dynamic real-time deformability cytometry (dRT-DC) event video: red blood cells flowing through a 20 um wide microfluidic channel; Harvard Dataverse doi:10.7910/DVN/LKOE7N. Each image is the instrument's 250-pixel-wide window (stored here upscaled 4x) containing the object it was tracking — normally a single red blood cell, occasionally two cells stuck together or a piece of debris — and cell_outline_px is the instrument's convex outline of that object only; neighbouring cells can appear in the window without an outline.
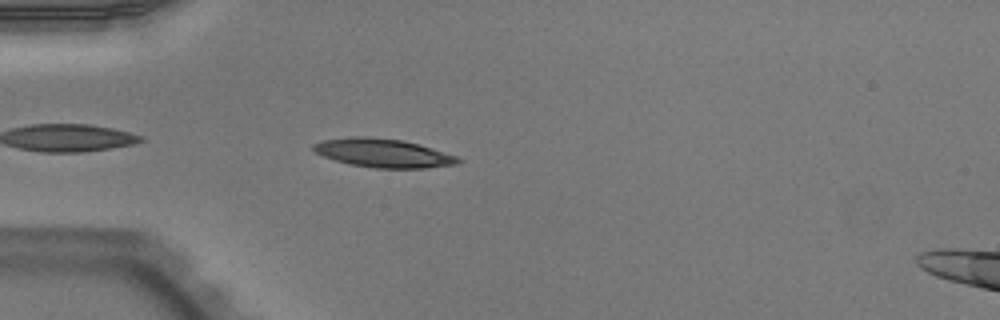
{"species": "Egyptian fruit bat (a non-hibernating species)", "species_latin": "Rousettus aegyptiacus", "temperature_condition": "warm", "stored_images_in_passage": 36, "camera_frame_rate_fps": 3000, "um_per_image_px": 0.085, "animal": {"sex": "male"}, "frame": {"image": 1, "passage_image": 3, "time_ms": 0.667, "image_size_px": [1000, 320], "cell_outline_px": [[464, 160], [460, 164], [424, 168], [376, 168], [352, 164], [336, 160], [324, 156], [316, 152], [312, 148], [312, 144], [324, 140], [352, 136], [368, 136], [400, 140], [416, 144], [456, 156]], "centroid_in_image_um": [32.58, 13.01], "position_along_channel_um": 52.4, "area_um2": 23.81}}
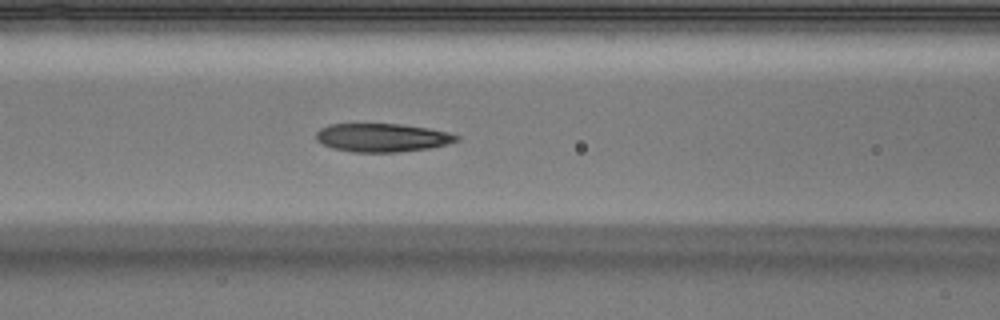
{"frame": {"image": 2, "passage_image": 10, "time_ms": 3.0, "image_size_px": [1000, 320], "cell_outline_px": [[460, 140], [448, 144], [428, 148], [396, 152], [352, 152], [332, 148], [316, 140], [316, 132], [320, 128], [328, 124], [400, 124], [428, 128], [448, 132], [460, 136]], "centroid_in_image_um": [32.49, 11.69], "position_along_channel_um": 134.1, "area_um2": 23.29}}
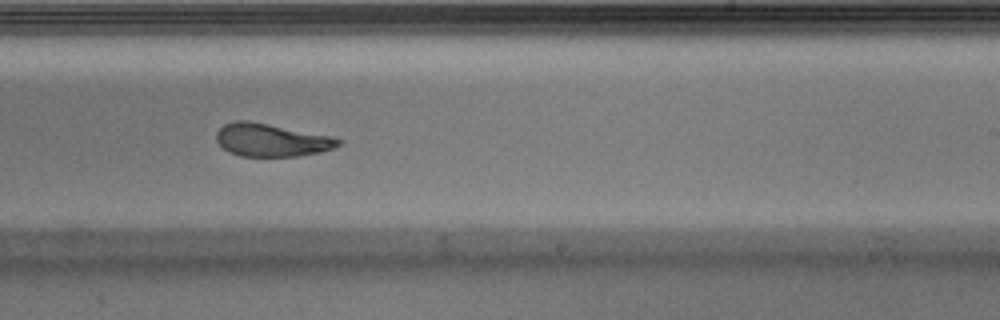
{"frame": {"image": 3, "passage_image": 20, "time_ms": 6.333, "image_size_px": [1000, 320], "cell_outline_px": [[344, 140], [336, 148], [320, 152], [300, 156], [240, 156], [228, 152], [216, 140], [216, 132], [224, 124], [236, 120], [248, 120], [332, 136]], "centroid_in_image_um": [23.09, 11.9], "position_along_channel_um": 265.9, "area_um2": 23.52}, "authors_computed_cell_mechanics": {"area_um2": 24.2182, "velocity_mm_per_s": 3.9508, "shape_relaxation_time_tau1_ms": 5.5235, "shape_relaxation_time_tau2_ms": 1.3868, "deformation_change_tau1": 0.189, "deformation_change_tau2": 0.0899}}